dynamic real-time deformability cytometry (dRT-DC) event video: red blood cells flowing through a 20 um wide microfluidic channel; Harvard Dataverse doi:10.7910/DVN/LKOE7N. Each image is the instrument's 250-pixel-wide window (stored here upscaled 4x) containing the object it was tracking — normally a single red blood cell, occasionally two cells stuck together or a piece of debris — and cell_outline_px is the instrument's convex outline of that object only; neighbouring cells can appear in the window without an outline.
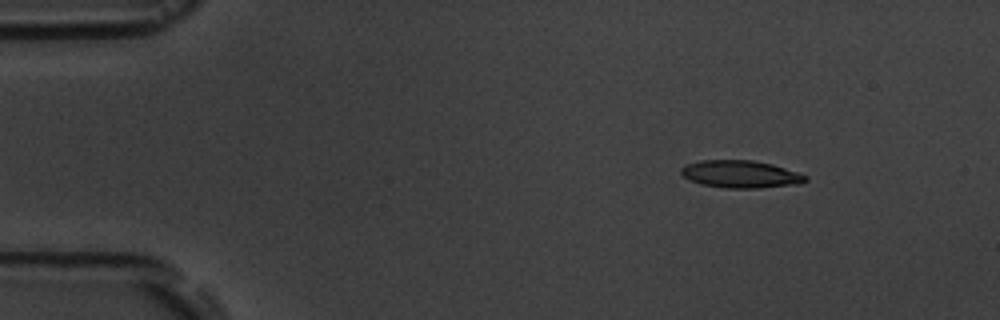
{"species": "common noctule bat (a hibernating species)", "species_latin": "Nyctalus noctula", "temperature_condition": "room temperature", "stored_images_in_passage": 4, "camera_frame_rate_fps": 3000, "um_per_image_px": 0.085, "animal": {"sex": "male", "body_mass_g": 19.5, "forearm_length_mm": 54.6}, "frame": {"image": 1, "passage_image": 2, "time_ms": 2.0, "image_size_px": [1000, 320], "cell_outline_px": [[808, 180], [800, 184], [760, 188], [724, 188], [700, 184], [684, 176], [680, 172], [680, 168], [688, 164], [700, 160], [752, 160], [772, 164], [808, 176]], "centroid_in_image_um": [62.97, 14.81], "position_along_channel_um": 22.0, "area_um2": 19.88}}